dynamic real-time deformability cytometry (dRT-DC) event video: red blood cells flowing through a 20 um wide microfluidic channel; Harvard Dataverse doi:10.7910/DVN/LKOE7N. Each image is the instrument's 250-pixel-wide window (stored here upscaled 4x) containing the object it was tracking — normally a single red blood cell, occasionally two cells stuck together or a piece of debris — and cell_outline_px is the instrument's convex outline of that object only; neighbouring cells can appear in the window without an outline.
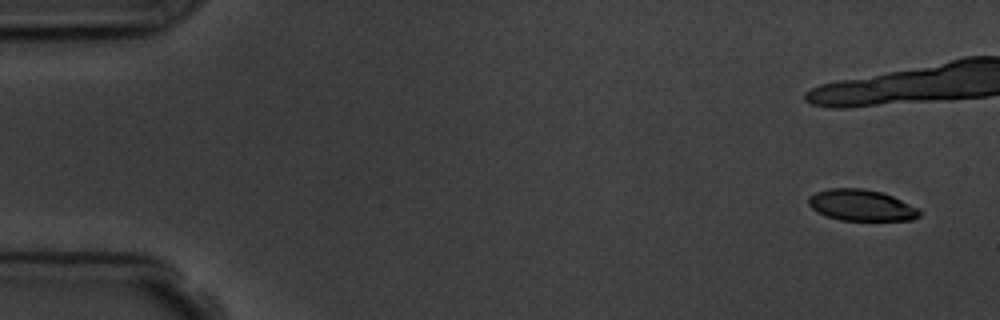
{"species": "common noctule bat (a hibernating species)", "species_latin": "Nyctalus noctula", "temperature_condition": "room temperature", "stored_images_in_passage": 9, "camera_frame_rate_fps": 3000, "um_per_image_px": 0.085, "animal": {"sex": "male", "body_mass_g": 19.5, "forearm_length_mm": 54.6}, "frame": {"image": 1, "passage_image": 1, "time_ms": 0.0, "image_size_px": [1000, 320], "cell_outline_px": [[920, 216], [912, 220], [840, 220], [816, 212], [808, 204], [808, 196], [816, 192], [828, 188], [860, 188], [880, 192], [892, 196], [920, 208]], "centroid_in_image_um": [73.21, 17.44], "position_along_channel_um": 11.8, "area_um2": 20.23}}